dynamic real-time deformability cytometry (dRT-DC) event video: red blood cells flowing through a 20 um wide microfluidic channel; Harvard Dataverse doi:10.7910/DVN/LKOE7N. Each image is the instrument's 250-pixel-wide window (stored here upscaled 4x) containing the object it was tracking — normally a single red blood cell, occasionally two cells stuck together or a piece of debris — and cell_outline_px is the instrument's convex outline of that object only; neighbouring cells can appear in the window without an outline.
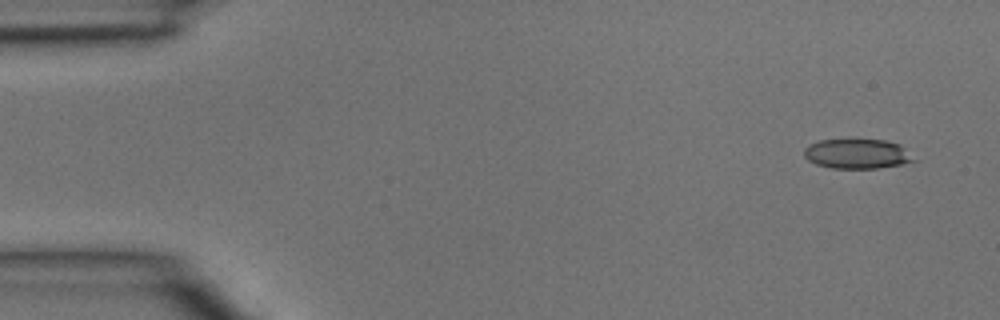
{"species": "common noctule bat (a hibernating species)", "species_latin": "Nyctalus noctula", "temperature_condition": "room temperature", "stored_images_in_passage": 5, "camera_frame_rate_fps": 3000, "um_per_image_px": 0.085, "animal": {"sex": "male", "body_mass_g": 15.6}, "frame": {"image": 1, "passage_image": 5, "time_ms": 1.333, "image_size_px": [1000, 320], "cell_outline_px": [[920, 160], [904, 164], [876, 168], [832, 168], [816, 164], [808, 160], [804, 156], [804, 148], [820, 140], [848, 136], [884, 140], [900, 144]], "centroid_in_image_um": [72.9, 13.02], "position_along_channel_um": 12.1, "area_um2": 20.0}}